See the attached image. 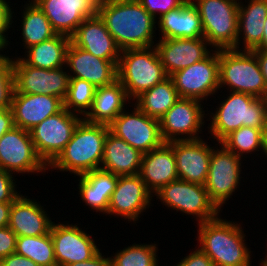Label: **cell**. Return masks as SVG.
<instances>
[{
    "instance_id": "cell-1",
    "label": "cell",
    "mask_w": 267,
    "mask_h": 266,
    "mask_svg": "<svg viewBox=\"0 0 267 266\" xmlns=\"http://www.w3.org/2000/svg\"><path fill=\"white\" fill-rule=\"evenodd\" d=\"M96 13L121 51L153 47L156 22L138 0H107Z\"/></svg>"
},
{
    "instance_id": "cell-2",
    "label": "cell",
    "mask_w": 267,
    "mask_h": 266,
    "mask_svg": "<svg viewBox=\"0 0 267 266\" xmlns=\"http://www.w3.org/2000/svg\"><path fill=\"white\" fill-rule=\"evenodd\" d=\"M109 126L81 120L65 149L48 166L77 176L99 169Z\"/></svg>"
},
{
    "instance_id": "cell-3",
    "label": "cell",
    "mask_w": 267,
    "mask_h": 266,
    "mask_svg": "<svg viewBox=\"0 0 267 266\" xmlns=\"http://www.w3.org/2000/svg\"><path fill=\"white\" fill-rule=\"evenodd\" d=\"M218 217L198 223L200 249L214 266H250L251 251L244 243L242 228Z\"/></svg>"
},
{
    "instance_id": "cell-4",
    "label": "cell",
    "mask_w": 267,
    "mask_h": 266,
    "mask_svg": "<svg viewBox=\"0 0 267 266\" xmlns=\"http://www.w3.org/2000/svg\"><path fill=\"white\" fill-rule=\"evenodd\" d=\"M224 99L212 116L208 128L213 137L220 143L226 136L242 126L267 128V98H256L252 95L233 92Z\"/></svg>"
},
{
    "instance_id": "cell-5",
    "label": "cell",
    "mask_w": 267,
    "mask_h": 266,
    "mask_svg": "<svg viewBox=\"0 0 267 266\" xmlns=\"http://www.w3.org/2000/svg\"><path fill=\"white\" fill-rule=\"evenodd\" d=\"M117 65V79L128 97L134 99L142 92L163 82L169 76L161 63L155 46L121 51Z\"/></svg>"
},
{
    "instance_id": "cell-6",
    "label": "cell",
    "mask_w": 267,
    "mask_h": 266,
    "mask_svg": "<svg viewBox=\"0 0 267 266\" xmlns=\"http://www.w3.org/2000/svg\"><path fill=\"white\" fill-rule=\"evenodd\" d=\"M219 75L221 88L227 85L231 92L267 98V84L252 50H219Z\"/></svg>"
},
{
    "instance_id": "cell-7",
    "label": "cell",
    "mask_w": 267,
    "mask_h": 266,
    "mask_svg": "<svg viewBox=\"0 0 267 266\" xmlns=\"http://www.w3.org/2000/svg\"><path fill=\"white\" fill-rule=\"evenodd\" d=\"M202 21L204 38L216 50L235 49L238 40L237 0H191Z\"/></svg>"
},
{
    "instance_id": "cell-8",
    "label": "cell",
    "mask_w": 267,
    "mask_h": 266,
    "mask_svg": "<svg viewBox=\"0 0 267 266\" xmlns=\"http://www.w3.org/2000/svg\"><path fill=\"white\" fill-rule=\"evenodd\" d=\"M81 120L76 113L63 108L29 131L36 153L47 166L65 149Z\"/></svg>"
},
{
    "instance_id": "cell-9",
    "label": "cell",
    "mask_w": 267,
    "mask_h": 266,
    "mask_svg": "<svg viewBox=\"0 0 267 266\" xmlns=\"http://www.w3.org/2000/svg\"><path fill=\"white\" fill-rule=\"evenodd\" d=\"M155 195L167 207L183 213L196 215L199 223L206 222L218 216L220 210L209 199L205 185L176 179L162 186Z\"/></svg>"
},
{
    "instance_id": "cell-10",
    "label": "cell",
    "mask_w": 267,
    "mask_h": 266,
    "mask_svg": "<svg viewBox=\"0 0 267 266\" xmlns=\"http://www.w3.org/2000/svg\"><path fill=\"white\" fill-rule=\"evenodd\" d=\"M219 50L203 60L174 72L169 77L180 98H204L219 90Z\"/></svg>"
},
{
    "instance_id": "cell-11",
    "label": "cell",
    "mask_w": 267,
    "mask_h": 266,
    "mask_svg": "<svg viewBox=\"0 0 267 266\" xmlns=\"http://www.w3.org/2000/svg\"><path fill=\"white\" fill-rule=\"evenodd\" d=\"M131 114L125 110L109 125V130L142 154L163 143L160 120L143 113L136 105Z\"/></svg>"
},
{
    "instance_id": "cell-12",
    "label": "cell",
    "mask_w": 267,
    "mask_h": 266,
    "mask_svg": "<svg viewBox=\"0 0 267 266\" xmlns=\"http://www.w3.org/2000/svg\"><path fill=\"white\" fill-rule=\"evenodd\" d=\"M62 67L46 70L27 65L22 58L13 60L15 91L24 94L50 95L65 100L71 74Z\"/></svg>"
},
{
    "instance_id": "cell-13",
    "label": "cell",
    "mask_w": 267,
    "mask_h": 266,
    "mask_svg": "<svg viewBox=\"0 0 267 266\" xmlns=\"http://www.w3.org/2000/svg\"><path fill=\"white\" fill-rule=\"evenodd\" d=\"M0 168L10 173H34L48 166L36 153L30 132L14 126L0 138Z\"/></svg>"
},
{
    "instance_id": "cell-14",
    "label": "cell",
    "mask_w": 267,
    "mask_h": 266,
    "mask_svg": "<svg viewBox=\"0 0 267 266\" xmlns=\"http://www.w3.org/2000/svg\"><path fill=\"white\" fill-rule=\"evenodd\" d=\"M222 149H212L205 188L209 199L221 210L222 205L231 198L240 181L241 158L223 145Z\"/></svg>"
},
{
    "instance_id": "cell-15",
    "label": "cell",
    "mask_w": 267,
    "mask_h": 266,
    "mask_svg": "<svg viewBox=\"0 0 267 266\" xmlns=\"http://www.w3.org/2000/svg\"><path fill=\"white\" fill-rule=\"evenodd\" d=\"M200 102L194 98H179L164 114L160 119V133L164 142L200 139L197 132L202 131L200 128L204 126L205 115ZM185 134L188 137H179Z\"/></svg>"
},
{
    "instance_id": "cell-16",
    "label": "cell",
    "mask_w": 267,
    "mask_h": 266,
    "mask_svg": "<svg viewBox=\"0 0 267 266\" xmlns=\"http://www.w3.org/2000/svg\"><path fill=\"white\" fill-rule=\"evenodd\" d=\"M50 234L57 266L89 260L100 251L91 236L76 225L53 222Z\"/></svg>"
},
{
    "instance_id": "cell-17",
    "label": "cell",
    "mask_w": 267,
    "mask_h": 266,
    "mask_svg": "<svg viewBox=\"0 0 267 266\" xmlns=\"http://www.w3.org/2000/svg\"><path fill=\"white\" fill-rule=\"evenodd\" d=\"M174 150L179 179L206 184L212 148L201 138L168 142Z\"/></svg>"
},
{
    "instance_id": "cell-18",
    "label": "cell",
    "mask_w": 267,
    "mask_h": 266,
    "mask_svg": "<svg viewBox=\"0 0 267 266\" xmlns=\"http://www.w3.org/2000/svg\"><path fill=\"white\" fill-rule=\"evenodd\" d=\"M151 192L139 174L118 176L111 195L107 214H116L129 221H137L139 215L150 205Z\"/></svg>"
},
{
    "instance_id": "cell-19",
    "label": "cell",
    "mask_w": 267,
    "mask_h": 266,
    "mask_svg": "<svg viewBox=\"0 0 267 266\" xmlns=\"http://www.w3.org/2000/svg\"><path fill=\"white\" fill-rule=\"evenodd\" d=\"M119 60H104L70 42L66 52V65L73 72L71 78L90 82L97 87L111 85L117 80Z\"/></svg>"
},
{
    "instance_id": "cell-20",
    "label": "cell",
    "mask_w": 267,
    "mask_h": 266,
    "mask_svg": "<svg viewBox=\"0 0 267 266\" xmlns=\"http://www.w3.org/2000/svg\"><path fill=\"white\" fill-rule=\"evenodd\" d=\"M44 12L57 34L71 37L79 25L96 14L97 9L87 0H33Z\"/></svg>"
},
{
    "instance_id": "cell-21",
    "label": "cell",
    "mask_w": 267,
    "mask_h": 266,
    "mask_svg": "<svg viewBox=\"0 0 267 266\" xmlns=\"http://www.w3.org/2000/svg\"><path fill=\"white\" fill-rule=\"evenodd\" d=\"M204 37L160 39L156 49L168 76L206 58L210 51Z\"/></svg>"
},
{
    "instance_id": "cell-22",
    "label": "cell",
    "mask_w": 267,
    "mask_h": 266,
    "mask_svg": "<svg viewBox=\"0 0 267 266\" xmlns=\"http://www.w3.org/2000/svg\"><path fill=\"white\" fill-rule=\"evenodd\" d=\"M64 101L55 96L14 92L11 110L14 126L30 131L47 117L60 112Z\"/></svg>"
},
{
    "instance_id": "cell-23",
    "label": "cell",
    "mask_w": 267,
    "mask_h": 266,
    "mask_svg": "<svg viewBox=\"0 0 267 266\" xmlns=\"http://www.w3.org/2000/svg\"><path fill=\"white\" fill-rule=\"evenodd\" d=\"M70 38L75 46L104 60H119L121 55V49L97 13L85 19Z\"/></svg>"
},
{
    "instance_id": "cell-24",
    "label": "cell",
    "mask_w": 267,
    "mask_h": 266,
    "mask_svg": "<svg viewBox=\"0 0 267 266\" xmlns=\"http://www.w3.org/2000/svg\"><path fill=\"white\" fill-rule=\"evenodd\" d=\"M139 176L151 193L179 178L173 147L164 142L143 154Z\"/></svg>"
},
{
    "instance_id": "cell-25",
    "label": "cell",
    "mask_w": 267,
    "mask_h": 266,
    "mask_svg": "<svg viewBox=\"0 0 267 266\" xmlns=\"http://www.w3.org/2000/svg\"><path fill=\"white\" fill-rule=\"evenodd\" d=\"M52 224L46 211L32 199L19 195L12 202L8 227L17 237L49 234Z\"/></svg>"
},
{
    "instance_id": "cell-26",
    "label": "cell",
    "mask_w": 267,
    "mask_h": 266,
    "mask_svg": "<svg viewBox=\"0 0 267 266\" xmlns=\"http://www.w3.org/2000/svg\"><path fill=\"white\" fill-rule=\"evenodd\" d=\"M143 154L110 130L104 142L101 169L116 176L139 174Z\"/></svg>"
},
{
    "instance_id": "cell-27",
    "label": "cell",
    "mask_w": 267,
    "mask_h": 266,
    "mask_svg": "<svg viewBox=\"0 0 267 266\" xmlns=\"http://www.w3.org/2000/svg\"><path fill=\"white\" fill-rule=\"evenodd\" d=\"M129 97L117 79L111 85L97 87L90 107L84 115L86 122L109 126L125 109Z\"/></svg>"
},
{
    "instance_id": "cell-28",
    "label": "cell",
    "mask_w": 267,
    "mask_h": 266,
    "mask_svg": "<svg viewBox=\"0 0 267 266\" xmlns=\"http://www.w3.org/2000/svg\"><path fill=\"white\" fill-rule=\"evenodd\" d=\"M160 39L188 38L204 36L201 17L196 6L187 0L181 7L169 11L158 18Z\"/></svg>"
},
{
    "instance_id": "cell-29",
    "label": "cell",
    "mask_w": 267,
    "mask_h": 266,
    "mask_svg": "<svg viewBox=\"0 0 267 266\" xmlns=\"http://www.w3.org/2000/svg\"><path fill=\"white\" fill-rule=\"evenodd\" d=\"M118 182V176L104 169H95L80 176L79 194L93 210L107 213L111 195Z\"/></svg>"
},
{
    "instance_id": "cell-30",
    "label": "cell",
    "mask_w": 267,
    "mask_h": 266,
    "mask_svg": "<svg viewBox=\"0 0 267 266\" xmlns=\"http://www.w3.org/2000/svg\"><path fill=\"white\" fill-rule=\"evenodd\" d=\"M240 4L241 2L238 8V40L235 49L239 50L241 42L239 36L243 33L244 50H253L263 38V27L267 18V0H250L248 7Z\"/></svg>"
},
{
    "instance_id": "cell-31",
    "label": "cell",
    "mask_w": 267,
    "mask_h": 266,
    "mask_svg": "<svg viewBox=\"0 0 267 266\" xmlns=\"http://www.w3.org/2000/svg\"><path fill=\"white\" fill-rule=\"evenodd\" d=\"M71 38L56 34L52 38L27 48V58L22 60L35 68L46 70L63 67L66 64V52Z\"/></svg>"
},
{
    "instance_id": "cell-32",
    "label": "cell",
    "mask_w": 267,
    "mask_h": 266,
    "mask_svg": "<svg viewBox=\"0 0 267 266\" xmlns=\"http://www.w3.org/2000/svg\"><path fill=\"white\" fill-rule=\"evenodd\" d=\"M180 96L173 80L168 77L136 97V106L146 115L160 120L172 108Z\"/></svg>"
},
{
    "instance_id": "cell-33",
    "label": "cell",
    "mask_w": 267,
    "mask_h": 266,
    "mask_svg": "<svg viewBox=\"0 0 267 266\" xmlns=\"http://www.w3.org/2000/svg\"><path fill=\"white\" fill-rule=\"evenodd\" d=\"M30 4V5H29ZM23 12L22 36L25 44L29 48L55 36L51 23L44 12L34 3L30 2Z\"/></svg>"
},
{
    "instance_id": "cell-34",
    "label": "cell",
    "mask_w": 267,
    "mask_h": 266,
    "mask_svg": "<svg viewBox=\"0 0 267 266\" xmlns=\"http://www.w3.org/2000/svg\"><path fill=\"white\" fill-rule=\"evenodd\" d=\"M15 253L27 257L39 266H57L51 234L18 236Z\"/></svg>"
},
{
    "instance_id": "cell-35",
    "label": "cell",
    "mask_w": 267,
    "mask_h": 266,
    "mask_svg": "<svg viewBox=\"0 0 267 266\" xmlns=\"http://www.w3.org/2000/svg\"><path fill=\"white\" fill-rule=\"evenodd\" d=\"M264 133L259 128L242 126L226 136L220 144L242 158L243 153H250L258 149L263 152Z\"/></svg>"
},
{
    "instance_id": "cell-36",
    "label": "cell",
    "mask_w": 267,
    "mask_h": 266,
    "mask_svg": "<svg viewBox=\"0 0 267 266\" xmlns=\"http://www.w3.org/2000/svg\"><path fill=\"white\" fill-rule=\"evenodd\" d=\"M156 244H135L110 258L111 266H157Z\"/></svg>"
},
{
    "instance_id": "cell-37",
    "label": "cell",
    "mask_w": 267,
    "mask_h": 266,
    "mask_svg": "<svg viewBox=\"0 0 267 266\" xmlns=\"http://www.w3.org/2000/svg\"><path fill=\"white\" fill-rule=\"evenodd\" d=\"M95 91L96 87L90 82L78 78H71L68 93L64 100V108L69 112H78L84 116L87 112L86 110L89 111L92 105Z\"/></svg>"
},
{
    "instance_id": "cell-38",
    "label": "cell",
    "mask_w": 267,
    "mask_h": 266,
    "mask_svg": "<svg viewBox=\"0 0 267 266\" xmlns=\"http://www.w3.org/2000/svg\"><path fill=\"white\" fill-rule=\"evenodd\" d=\"M14 92L13 60L2 55L0 56V109L11 108Z\"/></svg>"
},
{
    "instance_id": "cell-39",
    "label": "cell",
    "mask_w": 267,
    "mask_h": 266,
    "mask_svg": "<svg viewBox=\"0 0 267 266\" xmlns=\"http://www.w3.org/2000/svg\"><path fill=\"white\" fill-rule=\"evenodd\" d=\"M146 11L156 19V16L168 13L181 7L187 0H138ZM157 13V15H156Z\"/></svg>"
},
{
    "instance_id": "cell-40",
    "label": "cell",
    "mask_w": 267,
    "mask_h": 266,
    "mask_svg": "<svg viewBox=\"0 0 267 266\" xmlns=\"http://www.w3.org/2000/svg\"><path fill=\"white\" fill-rule=\"evenodd\" d=\"M11 174L13 173L0 168V203L13 202L19 196Z\"/></svg>"
},
{
    "instance_id": "cell-41",
    "label": "cell",
    "mask_w": 267,
    "mask_h": 266,
    "mask_svg": "<svg viewBox=\"0 0 267 266\" xmlns=\"http://www.w3.org/2000/svg\"><path fill=\"white\" fill-rule=\"evenodd\" d=\"M17 235L7 226L0 227V261L15 253Z\"/></svg>"
},
{
    "instance_id": "cell-42",
    "label": "cell",
    "mask_w": 267,
    "mask_h": 266,
    "mask_svg": "<svg viewBox=\"0 0 267 266\" xmlns=\"http://www.w3.org/2000/svg\"><path fill=\"white\" fill-rule=\"evenodd\" d=\"M12 22V11L6 0H0V44L6 48L8 45L4 33L10 28Z\"/></svg>"
},
{
    "instance_id": "cell-43",
    "label": "cell",
    "mask_w": 267,
    "mask_h": 266,
    "mask_svg": "<svg viewBox=\"0 0 267 266\" xmlns=\"http://www.w3.org/2000/svg\"><path fill=\"white\" fill-rule=\"evenodd\" d=\"M176 266H214V264L210 257L198 247V250L184 257Z\"/></svg>"
},
{
    "instance_id": "cell-44",
    "label": "cell",
    "mask_w": 267,
    "mask_h": 266,
    "mask_svg": "<svg viewBox=\"0 0 267 266\" xmlns=\"http://www.w3.org/2000/svg\"><path fill=\"white\" fill-rule=\"evenodd\" d=\"M0 266H39L31 259L13 253L0 261Z\"/></svg>"
},
{
    "instance_id": "cell-45",
    "label": "cell",
    "mask_w": 267,
    "mask_h": 266,
    "mask_svg": "<svg viewBox=\"0 0 267 266\" xmlns=\"http://www.w3.org/2000/svg\"><path fill=\"white\" fill-rule=\"evenodd\" d=\"M14 127L11 108L0 109V138Z\"/></svg>"
},
{
    "instance_id": "cell-46",
    "label": "cell",
    "mask_w": 267,
    "mask_h": 266,
    "mask_svg": "<svg viewBox=\"0 0 267 266\" xmlns=\"http://www.w3.org/2000/svg\"><path fill=\"white\" fill-rule=\"evenodd\" d=\"M66 266H111L110 263V257L104 258L102 256V253L100 251L93 256L91 259L86 260V261H81L80 263H71Z\"/></svg>"
},
{
    "instance_id": "cell-47",
    "label": "cell",
    "mask_w": 267,
    "mask_h": 266,
    "mask_svg": "<svg viewBox=\"0 0 267 266\" xmlns=\"http://www.w3.org/2000/svg\"><path fill=\"white\" fill-rule=\"evenodd\" d=\"M256 55L260 70L267 84V50L253 49Z\"/></svg>"
},
{
    "instance_id": "cell-48",
    "label": "cell",
    "mask_w": 267,
    "mask_h": 266,
    "mask_svg": "<svg viewBox=\"0 0 267 266\" xmlns=\"http://www.w3.org/2000/svg\"><path fill=\"white\" fill-rule=\"evenodd\" d=\"M12 202L0 203V227L9 225L10 208Z\"/></svg>"
},
{
    "instance_id": "cell-49",
    "label": "cell",
    "mask_w": 267,
    "mask_h": 266,
    "mask_svg": "<svg viewBox=\"0 0 267 266\" xmlns=\"http://www.w3.org/2000/svg\"><path fill=\"white\" fill-rule=\"evenodd\" d=\"M254 49L267 50V18L264 22L262 41Z\"/></svg>"
},
{
    "instance_id": "cell-50",
    "label": "cell",
    "mask_w": 267,
    "mask_h": 266,
    "mask_svg": "<svg viewBox=\"0 0 267 266\" xmlns=\"http://www.w3.org/2000/svg\"><path fill=\"white\" fill-rule=\"evenodd\" d=\"M89 1L96 9L102 6L107 0H87Z\"/></svg>"
},
{
    "instance_id": "cell-51",
    "label": "cell",
    "mask_w": 267,
    "mask_h": 266,
    "mask_svg": "<svg viewBox=\"0 0 267 266\" xmlns=\"http://www.w3.org/2000/svg\"><path fill=\"white\" fill-rule=\"evenodd\" d=\"M263 152L267 156V128H266L265 133H264V150H263Z\"/></svg>"
},
{
    "instance_id": "cell-52",
    "label": "cell",
    "mask_w": 267,
    "mask_h": 266,
    "mask_svg": "<svg viewBox=\"0 0 267 266\" xmlns=\"http://www.w3.org/2000/svg\"><path fill=\"white\" fill-rule=\"evenodd\" d=\"M262 266H267V262H261Z\"/></svg>"
},
{
    "instance_id": "cell-53",
    "label": "cell",
    "mask_w": 267,
    "mask_h": 266,
    "mask_svg": "<svg viewBox=\"0 0 267 266\" xmlns=\"http://www.w3.org/2000/svg\"><path fill=\"white\" fill-rule=\"evenodd\" d=\"M3 46L0 44V51H1V49H2V51H3ZM0 56H2L1 54H0Z\"/></svg>"
}]
</instances>
